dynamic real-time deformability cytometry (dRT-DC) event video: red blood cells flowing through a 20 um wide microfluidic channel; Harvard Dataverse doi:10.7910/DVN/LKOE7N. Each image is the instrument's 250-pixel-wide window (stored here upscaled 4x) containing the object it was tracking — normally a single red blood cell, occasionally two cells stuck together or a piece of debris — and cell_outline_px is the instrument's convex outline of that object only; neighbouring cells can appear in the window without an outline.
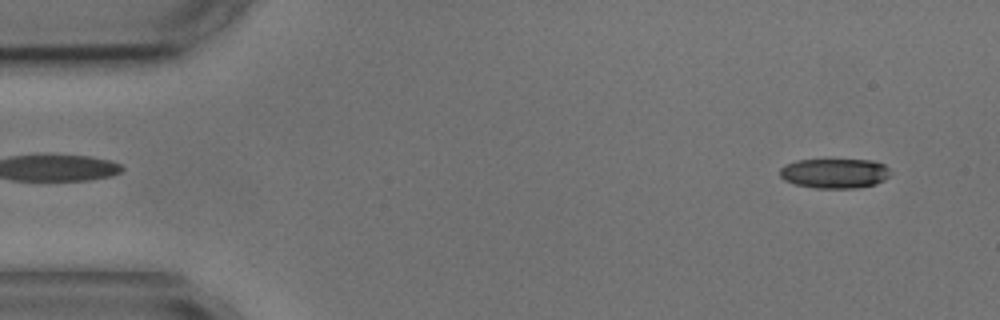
{"species": "common noctule bat (a hibernating species)", "species_latin": "Nyctalus noctula", "temperature_condition": "cold", "stored_images_in_passage": 2, "camera_frame_rate_fps": 3000, "um_per_image_px": 0.085, "animal": {"sex": "male", "body_mass_g": 17.9, "forearm_length_mm": 54.2}, "frame": {"image": 1, "passage_image": 2, "time_ms": 1.333, "image_size_px": [1000, 320], "cell_outline_px": [[888, 176], [884, 180], [876, 184], [856, 188], [816, 188], [796, 184], [784, 180], [780, 176], [780, 168], [784, 164], [796, 160], [872, 160], [884, 164], [888, 168]], "centroid_in_image_um": [70.92, 14.73], "position_along_channel_um": 14.1, "area_um2": 19.13}}